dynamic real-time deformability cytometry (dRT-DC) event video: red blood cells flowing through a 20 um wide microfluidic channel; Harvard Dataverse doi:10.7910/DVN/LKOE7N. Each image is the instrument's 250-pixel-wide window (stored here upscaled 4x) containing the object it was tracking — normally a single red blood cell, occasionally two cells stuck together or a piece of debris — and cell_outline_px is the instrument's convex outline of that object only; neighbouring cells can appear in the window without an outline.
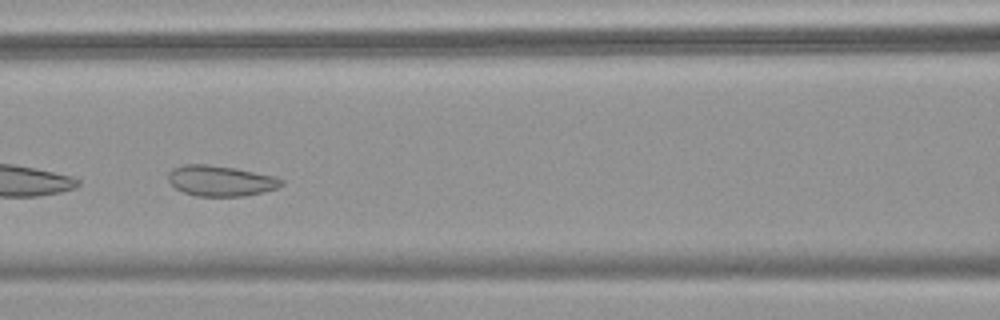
{"species": "common noctule bat (a hibernating species)", "species_latin": "Nyctalus noctula", "temperature_condition": "warm", "stored_images_in_passage": 28, "camera_frame_rate_fps": 3000, "um_per_image_px": 0.085, "animal": {"sex": "female", "body_mass_g": 18.4}, "frame": {"image": 1, "passage_image": 16, "time_ms": 5.0, "image_size_px": [1000, 320], "cell_outline_px": [[284, 184], [276, 188], [244, 196], [196, 196], [184, 192], [176, 188], [168, 180], [168, 172], [172, 168], [184, 164], [208, 164], [236, 168], [276, 176], [284, 180]], "centroid_in_image_um": [18.75, 15.35], "position_along_channel_um": 147.9, "area_um2": 20.23}}